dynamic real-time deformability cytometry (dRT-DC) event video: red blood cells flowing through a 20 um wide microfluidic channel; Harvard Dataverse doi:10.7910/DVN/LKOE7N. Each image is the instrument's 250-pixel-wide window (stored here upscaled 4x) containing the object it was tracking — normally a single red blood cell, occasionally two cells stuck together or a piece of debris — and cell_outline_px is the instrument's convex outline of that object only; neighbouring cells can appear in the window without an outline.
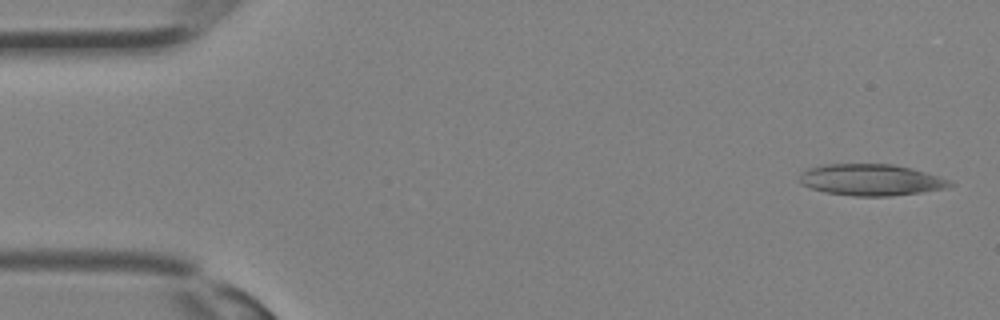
{"species": "Egyptian fruit bat (a non-hibernating species)", "species_latin": "Rousettus aegyptiacus", "temperature_condition": "room temperature", "stored_images_in_passage": 23, "camera_frame_rate_fps": 3000, "um_per_image_px": 0.085, "animal": {"sex": "female"}, "frame": {"image": 1, "passage_image": 1, "time_ms": 0.0, "image_size_px": [1000, 320], "cell_outline_px": [[956, 184], [948, 188], [892, 196], [852, 196], [824, 192], [800, 184], [800, 172], [808, 168], [820, 164], [892, 164], [912, 168], [948, 180]], "centroid_in_image_um": [74.0, 15.29], "position_along_channel_um": 11.0, "area_um2": 27.63}}
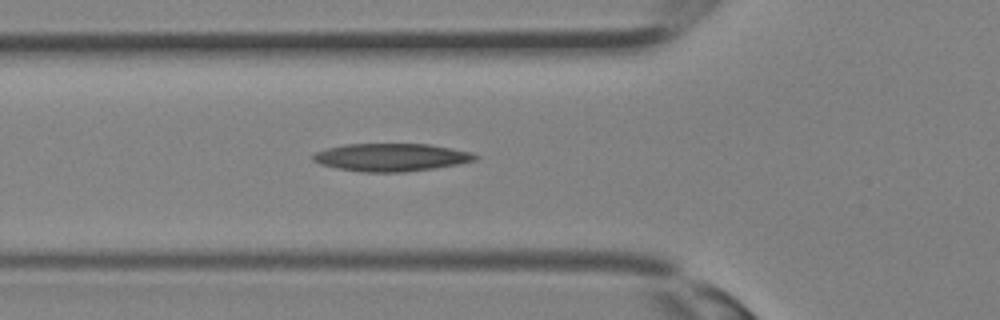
{"frame": {"image": 2, "passage_image": 11, "time_ms": 3.333, "image_size_px": [1000, 320], "cell_outline_px": [[480, 156], [476, 160], [436, 168], [404, 172], [364, 172], [336, 168], [320, 164], [312, 160], [312, 156], [316, 152], [328, 148], [344, 144], [428, 144], [452, 148], [472, 152]], "centroid_in_image_um": [33.26, 13.37], "position_along_channel_um": 92.5, "area_um2": 26.3}}
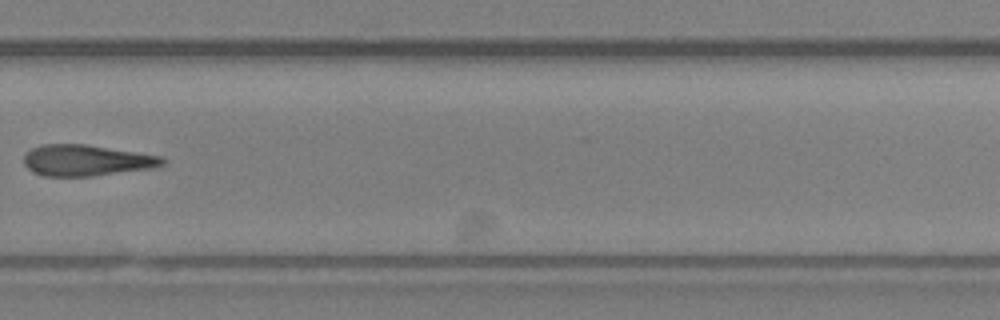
{"frame": {"image": 3, "passage_image": 22, "time_ms": 7.0, "image_size_px": [1000, 320], "cell_outline_px": [[164, 164], [152, 168], [92, 176], [44, 176], [32, 172], [24, 164], [24, 156], [32, 148], [40, 144], [84, 144], [164, 156]], "centroid_in_image_um": [7.33, 13.63], "position_along_channel_um": 322.5, "area_um2": 25.09}}